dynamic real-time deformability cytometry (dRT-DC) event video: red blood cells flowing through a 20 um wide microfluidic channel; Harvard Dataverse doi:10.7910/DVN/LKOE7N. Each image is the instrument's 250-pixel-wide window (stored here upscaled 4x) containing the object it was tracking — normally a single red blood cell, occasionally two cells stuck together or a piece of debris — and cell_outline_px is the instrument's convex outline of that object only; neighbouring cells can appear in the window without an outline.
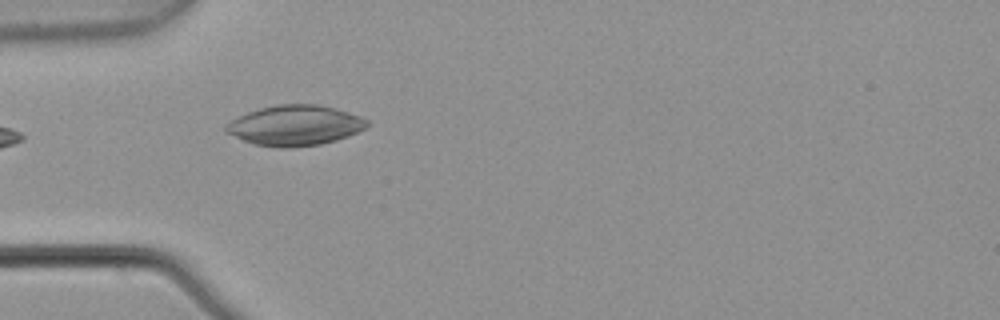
{"species": "common noctule bat (a hibernating species)", "species_latin": "Nyctalus noctula", "temperature_condition": "warm", "stored_images_in_passage": 1, "camera_frame_rate_fps": 3000, "um_per_image_px": 0.085, "animal": {"sex": "male", "body_mass_g": 21.5, "forearm_length_mm": 52.0}, "frame": {"image": 1, "passage_image": 1, "time_ms": 0.0, "image_size_px": [1000, 320], "cell_outline_px": [[368, 124], [364, 128], [348, 136], [336, 140], [320, 144], [288, 148], [276, 148], [252, 144], [228, 132], [224, 128], [232, 120], [248, 112], [260, 108], [276, 104], [316, 104], [348, 112], [360, 116], [368, 120]], "centroid_in_image_um": [25.08, 10.66], "position_along_channel_um": 59.9, "area_um2": 32.77}}